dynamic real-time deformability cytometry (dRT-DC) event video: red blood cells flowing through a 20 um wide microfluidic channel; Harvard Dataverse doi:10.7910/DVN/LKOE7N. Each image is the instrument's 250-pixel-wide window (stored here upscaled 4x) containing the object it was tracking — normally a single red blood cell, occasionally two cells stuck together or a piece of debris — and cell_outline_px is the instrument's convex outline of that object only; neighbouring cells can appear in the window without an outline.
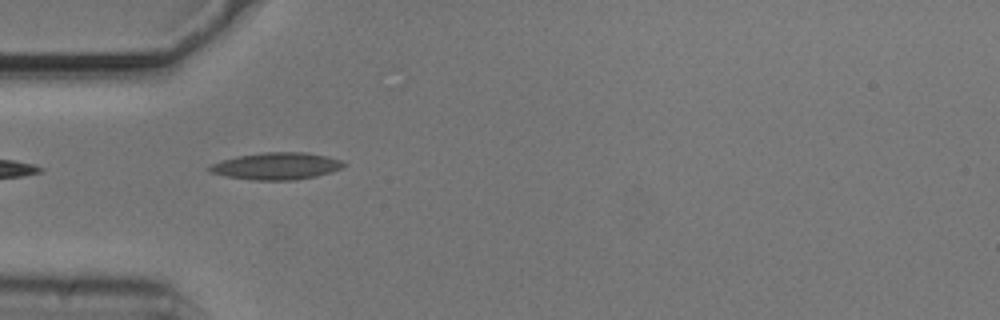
{"species": "common noctule bat (a hibernating species)", "species_latin": "Nyctalus noctula", "temperature_condition": "cold", "stored_images_in_passage": 33, "camera_frame_rate_fps": 3000, "um_per_image_px": 0.085, "animal": {"sex": "male", "body_mass_g": 20.5, "forearm_length_mm": 52.5}, "frame": {"image": 1, "passage_image": 2, "time_ms": 0.333, "image_size_px": [1000, 320], "cell_outline_px": [[348, 164], [344, 168], [332, 172], [316, 176], [296, 180], [252, 180], [224, 176], [208, 172], [208, 168], [212, 164], [236, 156], [260, 152], [304, 152], [328, 156], [340, 160]], "centroid_in_image_um": [23.53, 14.12], "position_along_channel_um": 61.5, "area_um2": 21.39}}
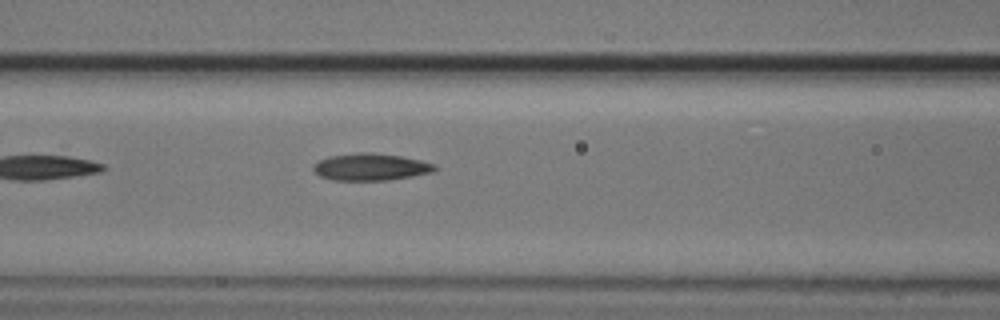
{"frame": {"image": 2, "passage_image": 8, "time_ms": 2.333, "image_size_px": [1000, 320], "cell_outline_px": [[436, 168], [432, 172], [412, 176], [388, 180], [332, 180], [320, 176], [312, 168], [312, 164], [328, 156], [360, 152], [372, 152], [400, 156], [420, 160], [436, 164]], "centroid_in_image_um": [31.48, 14.18], "position_along_channel_um": 135.1, "area_um2": 19.13}}
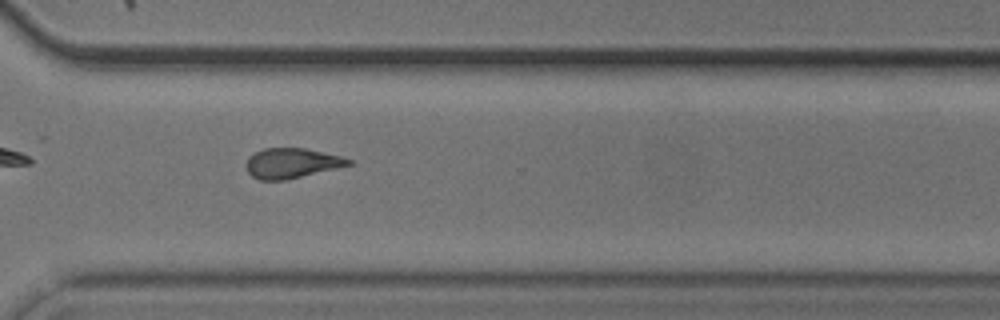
{"frame": {"image": 3, "passage_image": 25, "time_ms": 8.0, "image_size_px": [1000, 320], "cell_outline_px": [[352, 164], [336, 168], [284, 180], [260, 180], [252, 176], [248, 172], [248, 156], [264, 148], [304, 148], [340, 156], [352, 160]], "centroid_in_image_um": [24.78, 13.86], "position_along_channel_um": 345.8, "area_um2": 17.51}, "authors_computed_cell_mechanics": {"area_um2": 18.4382, "velocity_mm_per_s": 3.7318, "shape_relaxation_time_tau1_ms": 8.487, "shape_relaxation_time_tau2_ms": 3.3785, "deformation_change_tau1": 0.2203, "deformation_change_tau2": 0.1284}}